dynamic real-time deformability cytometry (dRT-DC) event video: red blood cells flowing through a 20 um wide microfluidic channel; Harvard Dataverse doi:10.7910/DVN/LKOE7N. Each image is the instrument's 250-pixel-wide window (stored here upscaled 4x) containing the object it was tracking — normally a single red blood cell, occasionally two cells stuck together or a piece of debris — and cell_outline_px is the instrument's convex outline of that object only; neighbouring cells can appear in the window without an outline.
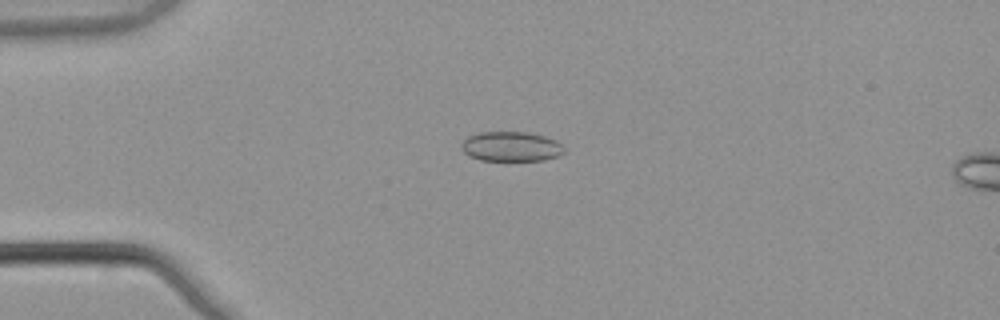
{"species": "common noctule bat (a hibernating species)", "species_latin": "Nyctalus noctula", "temperature_condition": "warm", "stored_images_in_passage": 5, "camera_frame_rate_fps": 3000, "um_per_image_px": 0.085, "animal": {"sex": "male", "body_mass_g": 21.5, "forearm_length_mm": 52.0}, "frame": {"image": 1, "passage_image": 3, "time_ms": 0.667, "image_size_px": [1000, 320], "cell_outline_px": [[564, 152], [556, 156], [544, 160], [480, 160], [468, 156], [464, 152], [460, 144], [468, 136], [480, 132], [528, 132], [544, 136], [556, 140], [564, 148]], "centroid_in_image_um": [43.42, 12.45], "position_along_channel_um": 41.6, "area_um2": 17.74}}